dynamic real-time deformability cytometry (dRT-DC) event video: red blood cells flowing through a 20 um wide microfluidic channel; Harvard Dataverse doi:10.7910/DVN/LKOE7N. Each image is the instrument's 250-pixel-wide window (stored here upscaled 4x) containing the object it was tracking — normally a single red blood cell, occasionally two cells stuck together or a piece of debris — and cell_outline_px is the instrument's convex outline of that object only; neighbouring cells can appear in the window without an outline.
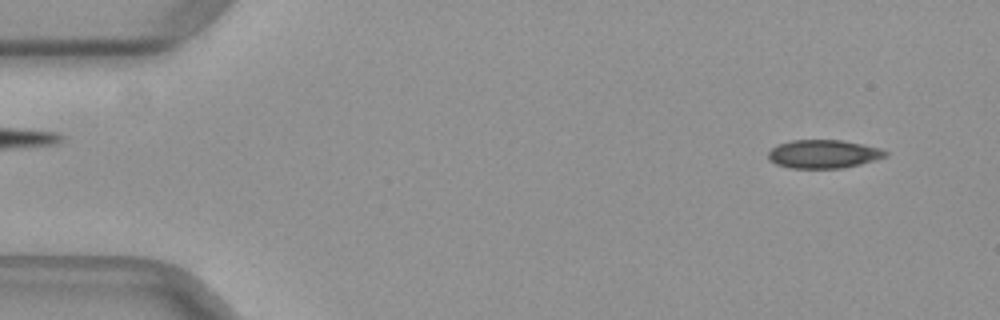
{"species": "common noctule bat (a hibernating species)", "species_latin": "Nyctalus noctula", "temperature_condition": "warm", "stored_images_in_passage": 9, "camera_frame_rate_fps": 3000, "um_per_image_px": 0.085, "animal": {"sex": "female", "body_mass_g": 29.2, "forearm_length_mm": 56.3}, "frame": {"image": 1, "passage_image": 3, "time_ms": 0.667, "image_size_px": [1000, 320], "cell_outline_px": [[888, 156], [860, 164], [840, 168], [792, 168], [776, 164], [768, 160], [768, 152], [772, 148], [780, 144], [792, 140], [840, 140], [880, 148], [888, 152]], "centroid_in_image_um": [69.98, 13.09], "position_along_channel_um": 15.0, "area_um2": 19.25}}